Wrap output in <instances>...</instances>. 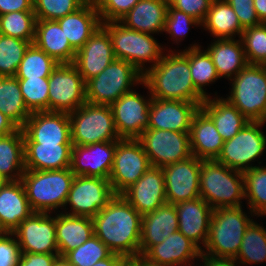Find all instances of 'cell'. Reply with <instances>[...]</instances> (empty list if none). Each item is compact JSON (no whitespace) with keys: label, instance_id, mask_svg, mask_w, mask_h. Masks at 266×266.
<instances>
[{"label":"cell","instance_id":"cell-8","mask_svg":"<svg viewBox=\"0 0 266 266\" xmlns=\"http://www.w3.org/2000/svg\"><path fill=\"white\" fill-rule=\"evenodd\" d=\"M142 82L143 74L131 63L115 59L100 74L86 82V102L111 105L123 94L131 92L134 85H142Z\"/></svg>","mask_w":266,"mask_h":266},{"label":"cell","instance_id":"cell-48","mask_svg":"<svg viewBox=\"0 0 266 266\" xmlns=\"http://www.w3.org/2000/svg\"><path fill=\"white\" fill-rule=\"evenodd\" d=\"M195 25L196 27H200L201 23L187 13L177 10L169 4L163 32L169 33L171 39H173L172 41L176 43L182 42L190 30V26L195 27Z\"/></svg>","mask_w":266,"mask_h":266},{"label":"cell","instance_id":"cell-20","mask_svg":"<svg viewBox=\"0 0 266 266\" xmlns=\"http://www.w3.org/2000/svg\"><path fill=\"white\" fill-rule=\"evenodd\" d=\"M202 103L152 98L147 129L190 133L194 115Z\"/></svg>","mask_w":266,"mask_h":266},{"label":"cell","instance_id":"cell-58","mask_svg":"<svg viewBox=\"0 0 266 266\" xmlns=\"http://www.w3.org/2000/svg\"><path fill=\"white\" fill-rule=\"evenodd\" d=\"M253 5L259 20L266 23V0H253Z\"/></svg>","mask_w":266,"mask_h":266},{"label":"cell","instance_id":"cell-35","mask_svg":"<svg viewBox=\"0 0 266 266\" xmlns=\"http://www.w3.org/2000/svg\"><path fill=\"white\" fill-rule=\"evenodd\" d=\"M22 128L0 136V175L6 181H19L25 172Z\"/></svg>","mask_w":266,"mask_h":266},{"label":"cell","instance_id":"cell-9","mask_svg":"<svg viewBox=\"0 0 266 266\" xmlns=\"http://www.w3.org/2000/svg\"><path fill=\"white\" fill-rule=\"evenodd\" d=\"M69 114L73 145L121 140L110 105L84 103Z\"/></svg>","mask_w":266,"mask_h":266},{"label":"cell","instance_id":"cell-42","mask_svg":"<svg viewBox=\"0 0 266 266\" xmlns=\"http://www.w3.org/2000/svg\"><path fill=\"white\" fill-rule=\"evenodd\" d=\"M36 16L34 11L10 12L0 16V34L29 41L35 39Z\"/></svg>","mask_w":266,"mask_h":266},{"label":"cell","instance_id":"cell-2","mask_svg":"<svg viewBox=\"0 0 266 266\" xmlns=\"http://www.w3.org/2000/svg\"><path fill=\"white\" fill-rule=\"evenodd\" d=\"M167 52L144 73L142 86L148 88L152 98L202 103L206 98L193 84L189 58L182 51Z\"/></svg>","mask_w":266,"mask_h":266},{"label":"cell","instance_id":"cell-49","mask_svg":"<svg viewBox=\"0 0 266 266\" xmlns=\"http://www.w3.org/2000/svg\"><path fill=\"white\" fill-rule=\"evenodd\" d=\"M139 0H94L102 23L119 21Z\"/></svg>","mask_w":266,"mask_h":266},{"label":"cell","instance_id":"cell-44","mask_svg":"<svg viewBox=\"0 0 266 266\" xmlns=\"http://www.w3.org/2000/svg\"><path fill=\"white\" fill-rule=\"evenodd\" d=\"M112 254L110 249L94 234L78 248L64 255L72 266H92Z\"/></svg>","mask_w":266,"mask_h":266},{"label":"cell","instance_id":"cell-24","mask_svg":"<svg viewBox=\"0 0 266 266\" xmlns=\"http://www.w3.org/2000/svg\"><path fill=\"white\" fill-rule=\"evenodd\" d=\"M201 253V249L194 242L177 230L163 242L154 245L144 257L160 265L194 266V260H199Z\"/></svg>","mask_w":266,"mask_h":266},{"label":"cell","instance_id":"cell-45","mask_svg":"<svg viewBox=\"0 0 266 266\" xmlns=\"http://www.w3.org/2000/svg\"><path fill=\"white\" fill-rule=\"evenodd\" d=\"M18 83L25 106L31 113L48 111V78L18 79Z\"/></svg>","mask_w":266,"mask_h":266},{"label":"cell","instance_id":"cell-3","mask_svg":"<svg viewBox=\"0 0 266 266\" xmlns=\"http://www.w3.org/2000/svg\"><path fill=\"white\" fill-rule=\"evenodd\" d=\"M75 174L61 170H25L21 182L33 212L56 213L64 209ZM62 207V208H60Z\"/></svg>","mask_w":266,"mask_h":266},{"label":"cell","instance_id":"cell-13","mask_svg":"<svg viewBox=\"0 0 266 266\" xmlns=\"http://www.w3.org/2000/svg\"><path fill=\"white\" fill-rule=\"evenodd\" d=\"M151 166L164 167L192 156L190 133L147 129L137 138Z\"/></svg>","mask_w":266,"mask_h":266},{"label":"cell","instance_id":"cell-38","mask_svg":"<svg viewBox=\"0 0 266 266\" xmlns=\"http://www.w3.org/2000/svg\"><path fill=\"white\" fill-rule=\"evenodd\" d=\"M201 48L202 46L194 43L182 52L189 58L190 73L195 88L205 98H208L210 94L204 90L205 86L216 82L220 77L216 72L211 56Z\"/></svg>","mask_w":266,"mask_h":266},{"label":"cell","instance_id":"cell-17","mask_svg":"<svg viewBox=\"0 0 266 266\" xmlns=\"http://www.w3.org/2000/svg\"><path fill=\"white\" fill-rule=\"evenodd\" d=\"M201 163V159L192 155L185 160L162 167L167 203L175 205L200 197Z\"/></svg>","mask_w":266,"mask_h":266},{"label":"cell","instance_id":"cell-18","mask_svg":"<svg viewBox=\"0 0 266 266\" xmlns=\"http://www.w3.org/2000/svg\"><path fill=\"white\" fill-rule=\"evenodd\" d=\"M22 130L24 143L72 144L71 122L66 112H32Z\"/></svg>","mask_w":266,"mask_h":266},{"label":"cell","instance_id":"cell-32","mask_svg":"<svg viewBox=\"0 0 266 266\" xmlns=\"http://www.w3.org/2000/svg\"><path fill=\"white\" fill-rule=\"evenodd\" d=\"M55 216L56 241L59 256L78 248L94 235V224L90 217L65 214Z\"/></svg>","mask_w":266,"mask_h":266},{"label":"cell","instance_id":"cell-41","mask_svg":"<svg viewBox=\"0 0 266 266\" xmlns=\"http://www.w3.org/2000/svg\"><path fill=\"white\" fill-rule=\"evenodd\" d=\"M58 64L52 57L32 43L25 51L15 77L17 79L48 78Z\"/></svg>","mask_w":266,"mask_h":266},{"label":"cell","instance_id":"cell-43","mask_svg":"<svg viewBox=\"0 0 266 266\" xmlns=\"http://www.w3.org/2000/svg\"><path fill=\"white\" fill-rule=\"evenodd\" d=\"M31 43L0 34V77L15 76Z\"/></svg>","mask_w":266,"mask_h":266},{"label":"cell","instance_id":"cell-46","mask_svg":"<svg viewBox=\"0 0 266 266\" xmlns=\"http://www.w3.org/2000/svg\"><path fill=\"white\" fill-rule=\"evenodd\" d=\"M240 39L247 63L266 65V23L245 28Z\"/></svg>","mask_w":266,"mask_h":266},{"label":"cell","instance_id":"cell-37","mask_svg":"<svg viewBox=\"0 0 266 266\" xmlns=\"http://www.w3.org/2000/svg\"><path fill=\"white\" fill-rule=\"evenodd\" d=\"M0 111L22 128L31 112L25 106L18 79L15 76L0 77Z\"/></svg>","mask_w":266,"mask_h":266},{"label":"cell","instance_id":"cell-59","mask_svg":"<svg viewBox=\"0 0 266 266\" xmlns=\"http://www.w3.org/2000/svg\"><path fill=\"white\" fill-rule=\"evenodd\" d=\"M136 266H167V265H160L153 262H150L146 259L143 255H138L137 257L131 260Z\"/></svg>","mask_w":266,"mask_h":266},{"label":"cell","instance_id":"cell-36","mask_svg":"<svg viewBox=\"0 0 266 266\" xmlns=\"http://www.w3.org/2000/svg\"><path fill=\"white\" fill-rule=\"evenodd\" d=\"M216 39L241 37L244 28L226 0L212 1L207 16L201 24ZM235 36V37H234Z\"/></svg>","mask_w":266,"mask_h":266},{"label":"cell","instance_id":"cell-19","mask_svg":"<svg viewBox=\"0 0 266 266\" xmlns=\"http://www.w3.org/2000/svg\"><path fill=\"white\" fill-rule=\"evenodd\" d=\"M115 150L116 141L73 145L70 169L75 176L109 179Z\"/></svg>","mask_w":266,"mask_h":266},{"label":"cell","instance_id":"cell-55","mask_svg":"<svg viewBox=\"0 0 266 266\" xmlns=\"http://www.w3.org/2000/svg\"><path fill=\"white\" fill-rule=\"evenodd\" d=\"M199 259L203 260V264L200 263L198 266H239L234 259L217 258L203 253H201Z\"/></svg>","mask_w":266,"mask_h":266},{"label":"cell","instance_id":"cell-33","mask_svg":"<svg viewBox=\"0 0 266 266\" xmlns=\"http://www.w3.org/2000/svg\"><path fill=\"white\" fill-rule=\"evenodd\" d=\"M200 109L213 121L224 141L233 138L250 121L223 97L209 96Z\"/></svg>","mask_w":266,"mask_h":266},{"label":"cell","instance_id":"cell-16","mask_svg":"<svg viewBox=\"0 0 266 266\" xmlns=\"http://www.w3.org/2000/svg\"><path fill=\"white\" fill-rule=\"evenodd\" d=\"M21 253L59 254L56 241L55 216L33 212L12 232Z\"/></svg>","mask_w":266,"mask_h":266},{"label":"cell","instance_id":"cell-11","mask_svg":"<svg viewBox=\"0 0 266 266\" xmlns=\"http://www.w3.org/2000/svg\"><path fill=\"white\" fill-rule=\"evenodd\" d=\"M48 80V111L70 113L86 103V83L73 63L58 64Z\"/></svg>","mask_w":266,"mask_h":266},{"label":"cell","instance_id":"cell-23","mask_svg":"<svg viewBox=\"0 0 266 266\" xmlns=\"http://www.w3.org/2000/svg\"><path fill=\"white\" fill-rule=\"evenodd\" d=\"M174 206L178 217V230L202 250L208 238L213 208L201 197Z\"/></svg>","mask_w":266,"mask_h":266},{"label":"cell","instance_id":"cell-52","mask_svg":"<svg viewBox=\"0 0 266 266\" xmlns=\"http://www.w3.org/2000/svg\"><path fill=\"white\" fill-rule=\"evenodd\" d=\"M238 16L241 26L245 29L262 24L253 5V0H226Z\"/></svg>","mask_w":266,"mask_h":266},{"label":"cell","instance_id":"cell-50","mask_svg":"<svg viewBox=\"0 0 266 266\" xmlns=\"http://www.w3.org/2000/svg\"><path fill=\"white\" fill-rule=\"evenodd\" d=\"M20 256V246L15 235L0 232V266H16Z\"/></svg>","mask_w":266,"mask_h":266},{"label":"cell","instance_id":"cell-53","mask_svg":"<svg viewBox=\"0 0 266 266\" xmlns=\"http://www.w3.org/2000/svg\"><path fill=\"white\" fill-rule=\"evenodd\" d=\"M59 254L21 253L16 266H52Z\"/></svg>","mask_w":266,"mask_h":266},{"label":"cell","instance_id":"cell-4","mask_svg":"<svg viewBox=\"0 0 266 266\" xmlns=\"http://www.w3.org/2000/svg\"><path fill=\"white\" fill-rule=\"evenodd\" d=\"M249 217L242 206L213 209L208 238L202 253L217 258L235 259L245 230L253 221Z\"/></svg>","mask_w":266,"mask_h":266},{"label":"cell","instance_id":"cell-15","mask_svg":"<svg viewBox=\"0 0 266 266\" xmlns=\"http://www.w3.org/2000/svg\"><path fill=\"white\" fill-rule=\"evenodd\" d=\"M148 96L146 99L132 90L110 105L116 131L121 139H137L147 130L152 101L151 94Z\"/></svg>","mask_w":266,"mask_h":266},{"label":"cell","instance_id":"cell-7","mask_svg":"<svg viewBox=\"0 0 266 266\" xmlns=\"http://www.w3.org/2000/svg\"><path fill=\"white\" fill-rule=\"evenodd\" d=\"M230 81L225 99L248 120L266 122V65L247 64Z\"/></svg>","mask_w":266,"mask_h":266},{"label":"cell","instance_id":"cell-6","mask_svg":"<svg viewBox=\"0 0 266 266\" xmlns=\"http://www.w3.org/2000/svg\"><path fill=\"white\" fill-rule=\"evenodd\" d=\"M102 26L110 35L116 59L131 63L143 75L160 61L165 47L152 34L128 29L119 21L105 22ZM147 61L152 64L146 68Z\"/></svg>","mask_w":266,"mask_h":266},{"label":"cell","instance_id":"cell-5","mask_svg":"<svg viewBox=\"0 0 266 266\" xmlns=\"http://www.w3.org/2000/svg\"><path fill=\"white\" fill-rule=\"evenodd\" d=\"M199 186L200 197L213 209L243 206L245 188L241 171L216 160H202Z\"/></svg>","mask_w":266,"mask_h":266},{"label":"cell","instance_id":"cell-22","mask_svg":"<svg viewBox=\"0 0 266 266\" xmlns=\"http://www.w3.org/2000/svg\"><path fill=\"white\" fill-rule=\"evenodd\" d=\"M121 195L141 215L156 210L167 203L163 169L151 166L136 183Z\"/></svg>","mask_w":266,"mask_h":266},{"label":"cell","instance_id":"cell-56","mask_svg":"<svg viewBox=\"0 0 266 266\" xmlns=\"http://www.w3.org/2000/svg\"><path fill=\"white\" fill-rule=\"evenodd\" d=\"M130 260L124 256L112 253L106 259L94 263L92 266H125Z\"/></svg>","mask_w":266,"mask_h":266},{"label":"cell","instance_id":"cell-57","mask_svg":"<svg viewBox=\"0 0 266 266\" xmlns=\"http://www.w3.org/2000/svg\"><path fill=\"white\" fill-rule=\"evenodd\" d=\"M19 127L0 111V136L15 132Z\"/></svg>","mask_w":266,"mask_h":266},{"label":"cell","instance_id":"cell-31","mask_svg":"<svg viewBox=\"0 0 266 266\" xmlns=\"http://www.w3.org/2000/svg\"><path fill=\"white\" fill-rule=\"evenodd\" d=\"M33 43L59 64L74 61L76 50L57 20H37Z\"/></svg>","mask_w":266,"mask_h":266},{"label":"cell","instance_id":"cell-34","mask_svg":"<svg viewBox=\"0 0 266 266\" xmlns=\"http://www.w3.org/2000/svg\"><path fill=\"white\" fill-rule=\"evenodd\" d=\"M206 51L211 56L220 79H232L248 64L240 38L215 39Z\"/></svg>","mask_w":266,"mask_h":266},{"label":"cell","instance_id":"cell-62","mask_svg":"<svg viewBox=\"0 0 266 266\" xmlns=\"http://www.w3.org/2000/svg\"><path fill=\"white\" fill-rule=\"evenodd\" d=\"M125 266H136L131 260Z\"/></svg>","mask_w":266,"mask_h":266},{"label":"cell","instance_id":"cell-12","mask_svg":"<svg viewBox=\"0 0 266 266\" xmlns=\"http://www.w3.org/2000/svg\"><path fill=\"white\" fill-rule=\"evenodd\" d=\"M151 167L142 144L137 139L116 141L113 167L109 176L115 195H121Z\"/></svg>","mask_w":266,"mask_h":266},{"label":"cell","instance_id":"cell-60","mask_svg":"<svg viewBox=\"0 0 266 266\" xmlns=\"http://www.w3.org/2000/svg\"><path fill=\"white\" fill-rule=\"evenodd\" d=\"M52 266H72L65 258L64 256H58Z\"/></svg>","mask_w":266,"mask_h":266},{"label":"cell","instance_id":"cell-28","mask_svg":"<svg viewBox=\"0 0 266 266\" xmlns=\"http://www.w3.org/2000/svg\"><path fill=\"white\" fill-rule=\"evenodd\" d=\"M169 6V0H139L119 22L126 28L142 33H162Z\"/></svg>","mask_w":266,"mask_h":266},{"label":"cell","instance_id":"cell-25","mask_svg":"<svg viewBox=\"0 0 266 266\" xmlns=\"http://www.w3.org/2000/svg\"><path fill=\"white\" fill-rule=\"evenodd\" d=\"M178 230L175 206L165 203L156 210L142 215L139 255H145L154 245L163 242Z\"/></svg>","mask_w":266,"mask_h":266},{"label":"cell","instance_id":"cell-29","mask_svg":"<svg viewBox=\"0 0 266 266\" xmlns=\"http://www.w3.org/2000/svg\"><path fill=\"white\" fill-rule=\"evenodd\" d=\"M73 144L24 143L26 170H61L70 168Z\"/></svg>","mask_w":266,"mask_h":266},{"label":"cell","instance_id":"cell-27","mask_svg":"<svg viewBox=\"0 0 266 266\" xmlns=\"http://www.w3.org/2000/svg\"><path fill=\"white\" fill-rule=\"evenodd\" d=\"M69 40L78 51L102 25L94 0H88L77 11L57 20Z\"/></svg>","mask_w":266,"mask_h":266},{"label":"cell","instance_id":"cell-47","mask_svg":"<svg viewBox=\"0 0 266 266\" xmlns=\"http://www.w3.org/2000/svg\"><path fill=\"white\" fill-rule=\"evenodd\" d=\"M88 0H33L37 20H58L81 8Z\"/></svg>","mask_w":266,"mask_h":266},{"label":"cell","instance_id":"cell-1","mask_svg":"<svg viewBox=\"0 0 266 266\" xmlns=\"http://www.w3.org/2000/svg\"><path fill=\"white\" fill-rule=\"evenodd\" d=\"M92 220L94 234L112 253L129 260L139 255L142 215L122 195H115Z\"/></svg>","mask_w":266,"mask_h":266},{"label":"cell","instance_id":"cell-14","mask_svg":"<svg viewBox=\"0 0 266 266\" xmlns=\"http://www.w3.org/2000/svg\"><path fill=\"white\" fill-rule=\"evenodd\" d=\"M115 196L109 179L99 177L75 176L65 204H69L73 216L93 218Z\"/></svg>","mask_w":266,"mask_h":266},{"label":"cell","instance_id":"cell-51","mask_svg":"<svg viewBox=\"0 0 266 266\" xmlns=\"http://www.w3.org/2000/svg\"><path fill=\"white\" fill-rule=\"evenodd\" d=\"M212 0H169V4L187 13L201 24L207 16Z\"/></svg>","mask_w":266,"mask_h":266},{"label":"cell","instance_id":"cell-61","mask_svg":"<svg viewBox=\"0 0 266 266\" xmlns=\"http://www.w3.org/2000/svg\"><path fill=\"white\" fill-rule=\"evenodd\" d=\"M6 180L0 175V188L5 184Z\"/></svg>","mask_w":266,"mask_h":266},{"label":"cell","instance_id":"cell-40","mask_svg":"<svg viewBox=\"0 0 266 266\" xmlns=\"http://www.w3.org/2000/svg\"><path fill=\"white\" fill-rule=\"evenodd\" d=\"M245 200L252 216L266 215V164L243 172ZM248 199V200H247ZM253 214V215H252Z\"/></svg>","mask_w":266,"mask_h":266},{"label":"cell","instance_id":"cell-10","mask_svg":"<svg viewBox=\"0 0 266 266\" xmlns=\"http://www.w3.org/2000/svg\"><path fill=\"white\" fill-rule=\"evenodd\" d=\"M265 123L249 121L233 138L224 141L216 161L241 172L256 167L252 162L266 150V134L261 129Z\"/></svg>","mask_w":266,"mask_h":266},{"label":"cell","instance_id":"cell-30","mask_svg":"<svg viewBox=\"0 0 266 266\" xmlns=\"http://www.w3.org/2000/svg\"><path fill=\"white\" fill-rule=\"evenodd\" d=\"M224 140L213 121L201 110L194 115L190 127L191 153L201 160H216Z\"/></svg>","mask_w":266,"mask_h":266},{"label":"cell","instance_id":"cell-39","mask_svg":"<svg viewBox=\"0 0 266 266\" xmlns=\"http://www.w3.org/2000/svg\"><path fill=\"white\" fill-rule=\"evenodd\" d=\"M237 264L266 263V228L252 221L246 228L238 254Z\"/></svg>","mask_w":266,"mask_h":266},{"label":"cell","instance_id":"cell-21","mask_svg":"<svg viewBox=\"0 0 266 266\" xmlns=\"http://www.w3.org/2000/svg\"><path fill=\"white\" fill-rule=\"evenodd\" d=\"M115 59L110 35L101 25L87 42L76 51L73 64L86 83L100 74Z\"/></svg>","mask_w":266,"mask_h":266},{"label":"cell","instance_id":"cell-54","mask_svg":"<svg viewBox=\"0 0 266 266\" xmlns=\"http://www.w3.org/2000/svg\"><path fill=\"white\" fill-rule=\"evenodd\" d=\"M18 11H33V0H0V16Z\"/></svg>","mask_w":266,"mask_h":266},{"label":"cell","instance_id":"cell-26","mask_svg":"<svg viewBox=\"0 0 266 266\" xmlns=\"http://www.w3.org/2000/svg\"><path fill=\"white\" fill-rule=\"evenodd\" d=\"M32 213L21 180L6 181L0 188V232L12 233Z\"/></svg>","mask_w":266,"mask_h":266}]
</instances>
